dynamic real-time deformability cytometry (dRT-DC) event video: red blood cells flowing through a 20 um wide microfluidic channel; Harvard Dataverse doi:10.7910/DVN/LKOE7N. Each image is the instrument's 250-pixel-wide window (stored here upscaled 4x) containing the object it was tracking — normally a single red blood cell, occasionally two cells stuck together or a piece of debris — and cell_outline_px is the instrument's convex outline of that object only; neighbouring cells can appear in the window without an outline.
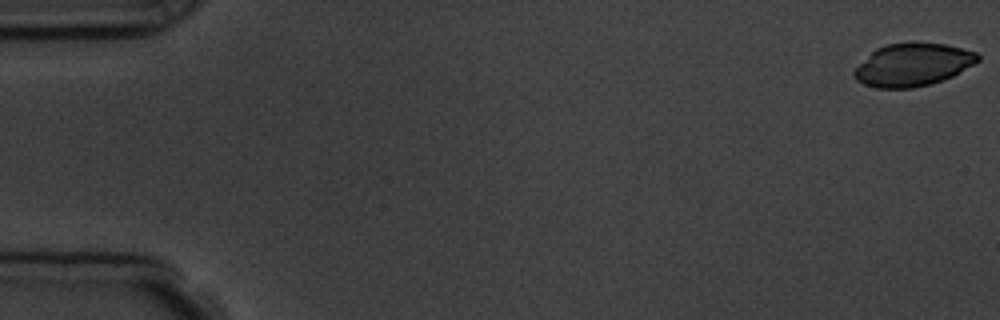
{"species": "common noctule bat (a hibernating species)", "species_latin": "Nyctalus noctula", "temperature_condition": "room temperature", "stored_images_in_passage": 7, "camera_frame_rate_fps": 3000, "um_per_image_px": 0.085, "animal": {"sex": "male", "body_mass_g": 19.5, "forearm_length_mm": 54.6}, "frame": {"image": 1, "passage_image": 1, "time_ms": 0.0, "image_size_px": [1000, 320], "cell_outline_px": [[980, 60], [952, 76], [944, 80], [932, 84], [912, 88], [876, 88], [864, 84], [856, 80], [852, 76], [852, 72], [876, 48], [888, 44], [944, 44], [976, 52], [980, 56]], "centroid_in_image_um": [77.57, 5.54], "position_along_channel_um": 7.4, "area_um2": 30.29}}